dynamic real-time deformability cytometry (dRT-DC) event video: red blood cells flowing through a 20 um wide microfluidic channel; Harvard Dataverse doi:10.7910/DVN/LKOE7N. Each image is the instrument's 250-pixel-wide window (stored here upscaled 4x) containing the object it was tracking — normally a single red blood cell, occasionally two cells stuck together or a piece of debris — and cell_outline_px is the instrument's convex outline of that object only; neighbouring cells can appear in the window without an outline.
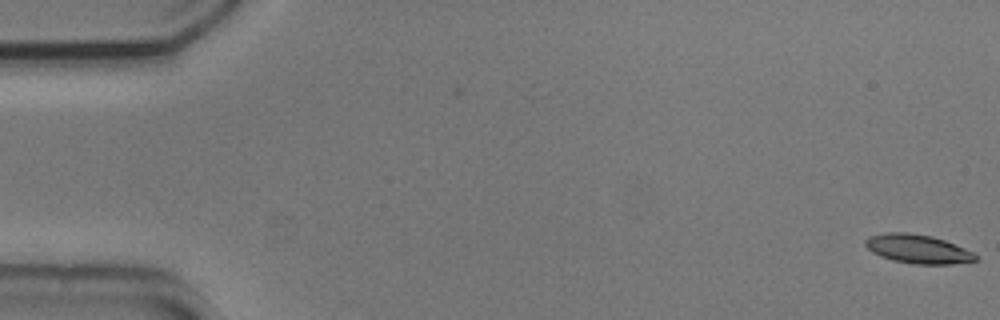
{"species": "common noctule bat (a hibernating species)", "species_latin": "Nyctalus noctula", "temperature_condition": "cold", "stored_images_in_passage": 2, "camera_frame_rate_fps": 3000, "um_per_image_px": 0.085, "animal": {"sex": "male", "body_mass_g": 20.5, "forearm_length_mm": 52.5}, "frame": {"image": 1, "passage_image": 2, "time_ms": 0.333, "image_size_px": [1000, 320], "cell_outline_px": [[976, 260], [952, 264], [912, 264], [892, 260], [880, 256], [872, 252], [864, 244], [864, 240], [868, 236], [884, 232], [908, 232], [932, 236], [944, 240], [976, 252]], "centroid_in_image_um": [77.99, 21.15], "position_along_channel_um": 7.0, "area_um2": 18.73}}